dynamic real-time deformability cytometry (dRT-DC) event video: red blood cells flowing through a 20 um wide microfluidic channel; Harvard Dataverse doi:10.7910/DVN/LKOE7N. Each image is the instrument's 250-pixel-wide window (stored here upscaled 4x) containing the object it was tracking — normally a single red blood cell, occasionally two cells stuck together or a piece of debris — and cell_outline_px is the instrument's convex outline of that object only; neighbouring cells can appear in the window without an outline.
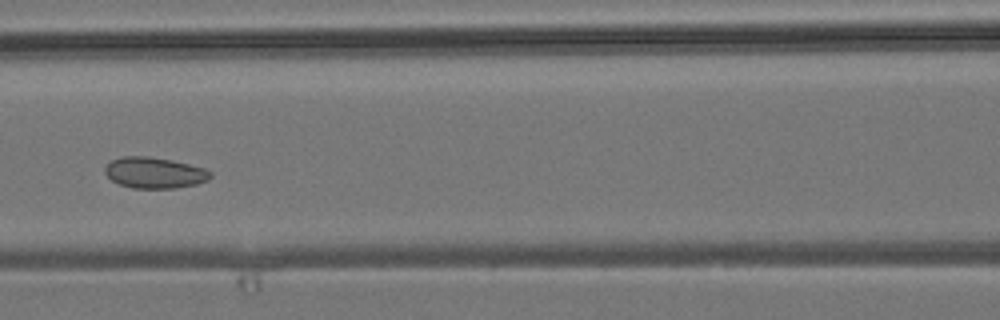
{"species": "common noctule bat (a hibernating species)", "species_latin": "Nyctalus noctula", "temperature_condition": "room temperature", "stored_images_in_passage": 7, "camera_frame_rate_fps": 3000, "um_per_image_px": 0.085, "animal": {"sex": "male", "body_mass_g": 19.2, "forearm_length_mm": 51.8}, "frame": {"image": 1, "passage_image": 7, "time_ms": 7.0, "image_size_px": [1000, 320], "cell_outline_px": [[212, 176], [208, 180], [196, 184], [176, 188], [132, 188], [120, 184], [112, 180], [104, 172], [104, 168], [112, 160], [120, 156], [148, 156], [172, 160], [204, 168], [212, 172]], "centroid_in_image_um": [13.13, 14.68], "position_along_channel_um": 153.5, "area_um2": 19.07}}